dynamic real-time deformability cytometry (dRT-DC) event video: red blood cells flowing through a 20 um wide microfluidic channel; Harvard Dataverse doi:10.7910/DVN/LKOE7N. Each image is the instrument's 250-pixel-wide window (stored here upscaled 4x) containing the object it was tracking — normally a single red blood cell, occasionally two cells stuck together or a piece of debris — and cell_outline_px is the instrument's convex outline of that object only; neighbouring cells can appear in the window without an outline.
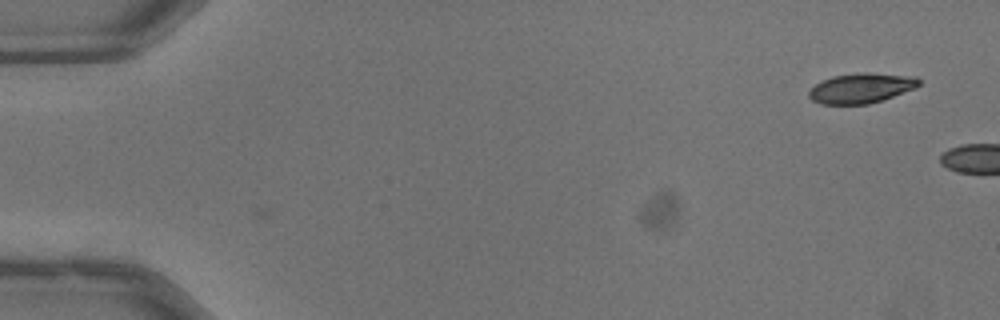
{"species": "common noctule bat (a hibernating species)", "species_latin": "Nyctalus noctula", "temperature_condition": "warm", "stored_images_in_passage": 6, "camera_frame_rate_fps": 3000, "um_per_image_px": 0.085, "animal": {"sex": "male", "body_mass_g": 13.3}, "frame": {"image": 1, "passage_image": 6, "time_ms": 1.667, "image_size_px": [1000, 320], "cell_outline_px": [[920, 84], [916, 88], [868, 104], [820, 104], [812, 100], [808, 96], [808, 92], [816, 84], [832, 76], [864, 72], [868, 72], [916, 76], [920, 80]], "centroid_in_image_um": [73.21, 7.48], "position_along_channel_um": 11.8, "area_um2": 19.13}}